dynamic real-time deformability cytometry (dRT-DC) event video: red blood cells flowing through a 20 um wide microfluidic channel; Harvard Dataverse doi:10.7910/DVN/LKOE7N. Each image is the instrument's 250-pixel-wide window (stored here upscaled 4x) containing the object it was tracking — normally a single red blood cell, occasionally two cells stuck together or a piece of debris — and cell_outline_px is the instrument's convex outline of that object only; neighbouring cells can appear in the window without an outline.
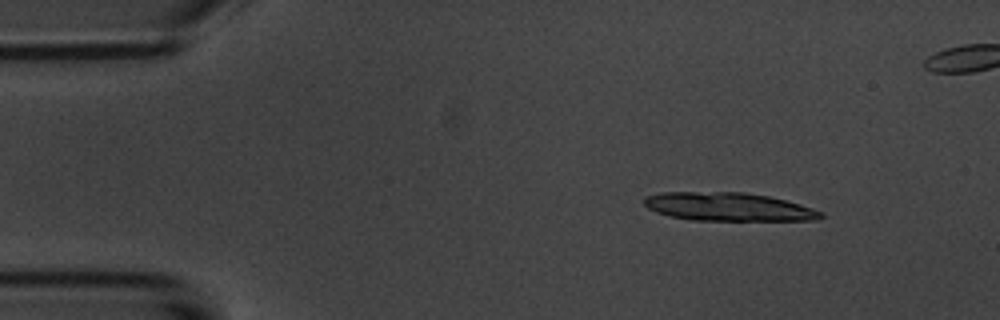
{"species": "common noctule bat (a hibernating species)", "species_latin": "Nyctalus noctula", "temperature_condition": "room temperature", "stored_images_in_passage": 37, "camera_frame_rate_fps": 3000, "um_per_image_px": 0.085, "animal": {"sex": "male", "body_mass_g": 20.1, "forearm_length_mm": 53.5}, "frame": {"image": 1, "passage_image": 6, "time_ms": 1.667, "image_size_px": [1000, 320], "cell_outline_px": [[824, 216], [820, 220], [692, 220], [668, 216], [656, 212], [648, 208], [644, 204], [644, 196], [660, 192], [744, 192], [768, 196], [800, 204], [824, 212]], "centroid_in_image_um": [61.9, 17.58], "position_along_channel_um": 23.1, "area_um2": 29.3}}